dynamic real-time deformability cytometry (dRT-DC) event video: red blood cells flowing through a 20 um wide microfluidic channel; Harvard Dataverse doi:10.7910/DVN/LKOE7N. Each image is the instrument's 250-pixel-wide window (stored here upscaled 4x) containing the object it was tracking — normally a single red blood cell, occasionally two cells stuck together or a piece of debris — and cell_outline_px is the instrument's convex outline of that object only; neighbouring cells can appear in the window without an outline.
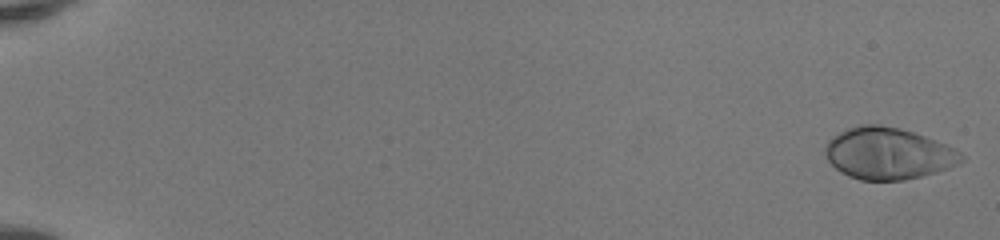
{"species": "human", "species_latin": "Homo sapiens", "temperature_condition": "room temperature", "stored_images_in_passage": 51, "camera_frame_rate_fps": 3000, "um_per_image_px": 0.085, "donor": {"sex": "female"}, "frame": {"image": 1, "passage_image": 1, "time_ms": 0.0, "image_size_px": [1000, 240], "cell_outline_px": [[964, 160], [948, 168], [936, 172], [904, 180], [860, 180], [848, 176], [840, 172], [828, 160], [824, 152], [824, 148], [828, 140], [832, 136], [848, 128], [860, 124], [880, 124], [900, 128], [936, 140], [956, 148], [964, 156]], "centroid_in_image_um": [75.48, 13.04], "position_along_channel_um": 9.5, "area_um2": 41.1}}
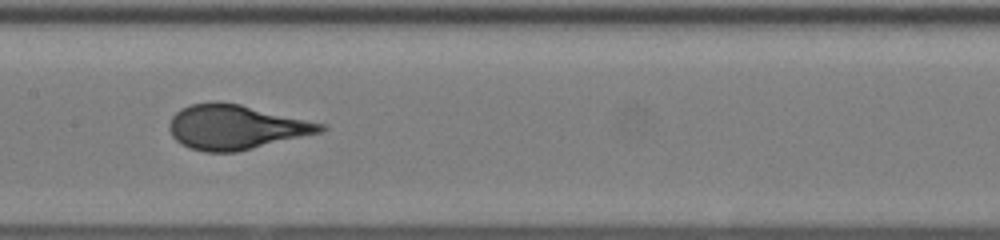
{"frame": {"image": 2, "passage_image": 28, "time_ms": 9.0, "image_size_px": [1000, 240], "cell_outline_px": [[328, 128], [324, 132], [236, 152], [204, 152], [188, 148], [180, 144], [172, 136], [168, 128], [168, 124], [172, 116], [180, 108], [192, 104], [216, 100], [240, 104], [328, 124]], "centroid_in_image_um": [20.06, 10.8], "position_along_channel_um": 187.3, "area_um2": 39.88}}
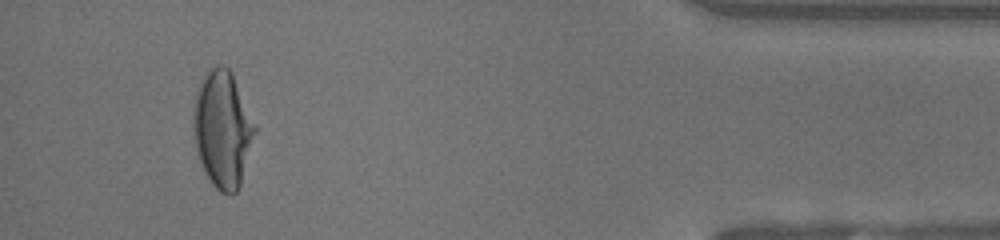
{"frame": {"image": 3, "passage_image": 48, "time_ms": 15.667, "image_size_px": [1000, 240], "cell_outline_px": [[256, 132], [240, 184], [236, 192], [232, 196], [228, 196], [220, 192], [212, 184], [204, 172], [196, 148], [192, 120], [192, 108], [196, 92], [200, 80], [216, 64], [224, 64], [232, 72], [256, 128]], "centroid_in_image_um": [18.89, 10.98], "position_along_channel_um": 416.3, "area_um2": 41.79}, "authors_computed_cell_mechanics": {"area_um2": 39.0728, "velocity_mm_per_s": 4.1677, "shape_relaxation_time_tau1_ms": 4.7322, "shape_relaxation_time_tau2_ms": null, "deformation_change_tau1": 0.2471, "deformation_change_tau2": null}}